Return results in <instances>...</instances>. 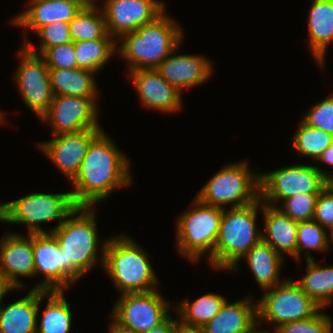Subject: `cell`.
I'll use <instances>...</instances> for the list:
<instances>
[{
    "instance_id": "6da1fadb",
    "label": "cell",
    "mask_w": 333,
    "mask_h": 333,
    "mask_svg": "<svg viewBox=\"0 0 333 333\" xmlns=\"http://www.w3.org/2000/svg\"><path fill=\"white\" fill-rule=\"evenodd\" d=\"M102 131L90 144L78 174L71 181L74 204L93 207L106 199L116 187L132 183L129 162Z\"/></svg>"
},
{
    "instance_id": "7a4b0ae2",
    "label": "cell",
    "mask_w": 333,
    "mask_h": 333,
    "mask_svg": "<svg viewBox=\"0 0 333 333\" xmlns=\"http://www.w3.org/2000/svg\"><path fill=\"white\" fill-rule=\"evenodd\" d=\"M77 215L72 218V216ZM71 217V218H70ZM94 210L89 206L76 207L62 224L50 230L65 256V289L76 282L97 261L98 233Z\"/></svg>"
},
{
    "instance_id": "3957f363",
    "label": "cell",
    "mask_w": 333,
    "mask_h": 333,
    "mask_svg": "<svg viewBox=\"0 0 333 333\" xmlns=\"http://www.w3.org/2000/svg\"><path fill=\"white\" fill-rule=\"evenodd\" d=\"M102 245L101 265L121 294L156 290L158 280L148 255L130 236L120 234Z\"/></svg>"
},
{
    "instance_id": "277c9868",
    "label": "cell",
    "mask_w": 333,
    "mask_h": 333,
    "mask_svg": "<svg viewBox=\"0 0 333 333\" xmlns=\"http://www.w3.org/2000/svg\"><path fill=\"white\" fill-rule=\"evenodd\" d=\"M182 33L181 27L162 12L153 21L122 35L124 41L118 52L128 60L130 71L157 68L179 48Z\"/></svg>"
},
{
    "instance_id": "5b68a950",
    "label": "cell",
    "mask_w": 333,
    "mask_h": 333,
    "mask_svg": "<svg viewBox=\"0 0 333 333\" xmlns=\"http://www.w3.org/2000/svg\"><path fill=\"white\" fill-rule=\"evenodd\" d=\"M259 198L246 206L223 209L214 250V268L237 272L238 261L262 239L256 230Z\"/></svg>"
},
{
    "instance_id": "8992f818",
    "label": "cell",
    "mask_w": 333,
    "mask_h": 333,
    "mask_svg": "<svg viewBox=\"0 0 333 333\" xmlns=\"http://www.w3.org/2000/svg\"><path fill=\"white\" fill-rule=\"evenodd\" d=\"M194 208L179 217L177 222V248L182 255L196 262L209 251V261L214 267V250L219 234L223 209L194 201Z\"/></svg>"
},
{
    "instance_id": "52a82bcc",
    "label": "cell",
    "mask_w": 333,
    "mask_h": 333,
    "mask_svg": "<svg viewBox=\"0 0 333 333\" xmlns=\"http://www.w3.org/2000/svg\"><path fill=\"white\" fill-rule=\"evenodd\" d=\"M71 192L59 194L32 193L21 199L0 203V221L7 223H23L28 225L29 234L46 233L39 223L64 219L76 208ZM63 219V220H61Z\"/></svg>"
},
{
    "instance_id": "ba28073f",
    "label": "cell",
    "mask_w": 333,
    "mask_h": 333,
    "mask_svg": "<svg viewBox=\"0 0 333 333\" xmlns=\"http://www.w3.org/2000/svg\"><path fill=\"white\" fill-rule=\"evenodd\" d=\"M250 171L247 162L225 166L202 187L196 198L221 209L228 203H233L234 208L256 202L260 198V174Z\"/></svg>"
},
{
    "instance_id": "9c48e42d",
    "label": "cell",
    "mask_w": 333,
    "mask_h": 333,
    "mask_svg": "<svg viewBox=\"0 0 333 333\" xmlns=\"http://www.w3.org/2000/svg\"><path fill=\"white\" fill-rule=\"evenodd\" d=\"M332 174L311 165H293L260 174V199L268 205L276 200H285L299 193L319 194Z\"/></svg>"
},
{
    "instance_id": "30bf717a",
    "label": "cell",
    "mask_w": 333,
    "mask_h": 333,
    "mask_svg": "<svg viewBox=\"0 0 333 333\" xmlns=\"http://www.w3.org/2000/svg\"><path fill=\"white\" fill-rule=\"evenodd\" d=\"M267 290L257 303L258 321L276 323L275 330L282 324L308 319L322 309L290 279Z\"/></svg>"
},
{
    "instance_id": "8fae6325",
    "label": "cell",
    "mask_w": 333,
    "mask_h": 333,
    "mask_svg": "<svg viewBox=\"0 0 333 333\" xmlns=\"http://www.w3.org/2000/svg\"><path fill=\"white\" fill-rule=\"evenodd\" d=\"M158 291L122 294L112 310L113 323L136 333L148 332L163 323L169 317V302Z\"/></svg>"
},
{
    "instance_id": "7c38bea8",
    "label": "cell",
    "mask_w": 333,
    "mask_h": 333,
    "mask_svg": "<svg viewBox=\"0 0 333 333\" xmlns=\"http://www.w3.org/2000/svg\"><path fill=\"white\" fill-rule=\"evenodd\" d=\"M23 47L18 52L22 61L13 80H16L27 107L41 119L48 112L53 98L49 68L28 40Z\"/></svg>"
},
{
    "instance_id": "4fadbf2b",
    "label": "cell",
    "mask_w": 333,
    "mask_h": 333,
    "mask_svg": "<svg viewBox=\"0 0 333 333\" xmlns=\"http://www.w3.org/2000/svg\"><path fill=\"white\" fill-rule=\"evenodd\" d=\"M92 97L53 95L48 112L41 118L49 123L53 135L101 129L97 123V105Z\"/></svg>"
},
{
    "instance_id": "5bb4252c",
    "label": "cell",
    "mask_w": 333,
    "mask_h": 333,
    "mask_svg": "<svg viewBox=\"0 0 333 333\" xmlns=\"http://www.w3.org/2000/svg\"><path fill=\"white\" fill-rule=\"evenodd\" d=\"M104 3L107 32L117 39L153 21L165 10L159 0H105Z\"/></svg>"
},
{
    "instance_id": "9a60e30c",
    "label": "cell",
    "mask_w": 333,
    "mask_h": 333,
    "mask_svg": "<svg viewBox=\"0 0 333 333\" xmlns=\"http://www.w3.org/2000/svg\"><path fill=\"white\" fill-rule=\"evenodd\" d=\"M102 131L87 129L77 133L55 135L56 138L39 143V148L60 168L68 180L72 181L79 172L91 142Z\"/></svg>"
},
{
    "instance_id": "2e32d148",
    "label": "cell",
    "mask_w": 333,
    "mask_h": 333,
    "mask_svg": "<svg viewBox=\"0 0 333 333\" xmlns=\"http://www.w3.org/2000/svg\"><path fill=\"white\" fill-rule=\"evenodd\" d=\"M35 275L43 274L45 279L34 286L44 291H64V251L52 233H32Z\"/></svg>"
},
{
    "instance_id": "e0dca14e",
    "label": "cell",
    "mask_w": 333,
    "mask_h": 333,
    "mask_svg": "<svg viewBox=\"0 0 333 333\" xmlns=\"http://www.w3.org/2000/svg\"><path fill=\"white\" fill-rule=\"evenodd\" d=\"M142 105L162 112H175L181 108V92L168 83L156 68L130 72Z\"/></svg>"
},
{
    "instance_id": "ac0fdd59",
    "label": "cell",
    "mask_w": 333,
    "mask_h": 333,
    "mask_svg": "<svg viewBox=\"0 0 333 333\" xmlns=\"http://www.w3.org/2000/svg\"><path fill=\"white\" fill-rule=\"evenodd\" d=\"M27 238L14 233L0 241V275L14 289L23 286L18 276H35L32 233Z\"/></svg>"
},
{
    "instance_id": "d6986e66",
    "label": "cell",
    "mask_w": 333,
    "mask_h": 333,
    "mask_svg": "<svg viewBox=\"0 0 333 333\" xmlns=\"http://www.w3.org/2000/svg\"><path fill=\"white\" fill-rule=\"evenodd\" d=\"M171 52L156 68L161 76L179 92L182 88L198 86L211 75L212 65L202 56L173 54ZM173 55V56H172Z\"/></svg>"
},
{
    "instance_id": "ffe728a7",
    "label": "cell",
    "mask_w": 333,
    "mask_h": 333,
    "mask_svg": "<svg viewBox=\"0 0 333 333\" xmlns=\"http://www.w3.org/2000/svg\"><path fill=\"white\" fill-rule=\"evenodd\" d=\"M47 294L32 288L24 298L0 307V333H36L39 306Z\"/></svg>"
},
{
    "instance_id": "44dd1931",
    "label": "cell",
    "mask_w": 333,
    "mask_h": 333,
    "mask_svg": "<svg viewBox=\"0 0 333 333\" xmlns=\"http://www.w3.org/2000/svg\"><path fill=\"white\" fill-rule=\"evenodd\" d=\"M30 8L11 22L35 33L43 26L54 22L69 23L81 10L74 2L68 0H30Z\"/></svg>"
},
{
    "instance_id": "7402d4cb",
    "label": "cell",
    "mask_w": 333,
    "mask_h": 333,
    "mask_svg": "<svg viewBox=\"0 0 333 333\" xmlns=\"http://www.w3.org/2000/svg\"><path fill=\"white\" fill-rule=\"evenodd\" d=\"M265 234L262 240L268 243L278 254L284 253L296 259L297 227L298 222L293 221L284 214L280 207L262 202Z\"/></svg>"
},
{
    "instance_id": "603a6c76",
    "label": "cell",
    "mask_w": 333,
    "mask_h": 333,
    "mask_svg": "<svg viewBox=\"0 0 333 333\" xmlns=\"http://www.w3.org/2000/svg\"><path fill=\"white\" fill-rule=\"evenodd\" d=\"M246 298L235 303L227 301L220 311L201 327L203 333H244L258 322L257 304Z\"/></svg>"
},
{
    "instance_id": "cb8c5ba5",
    "label": "cell",
    "mask_w": 333,
    "mask_h": 333,
    "mask_svg": "<svg viewBox=\"0 0 333 333\" xmlns=\"http://www.w3.org/2000/svg\"><path fill=\"white\" fill-rule=\"evenodd\" d=\"M308 20L309 46L323 67L327 46L333 40V0H313Z\"/></svg>"
},
{
    "instance_id": "d4e9b609",
    "label": "cell",
    "mask_w": 333,
    "mask_h": 333,
    "mask_svg": "<svg viewBox=\"0 0 333 333\" xmlns=\"http://www.w3.org/2000/svg\"><path fill=\"white\" fill-rule=\"evenodd\" d=\"M241 258L247 260L258 285L264 290L281 284L279 271L284 257L262 239Z\"/></svg>"
},
{
    "instance_id": "484cf974",
    "label": "cell",
    "mask_w": 333,
    "mask_h": 333,
    "mask_svg": "<svg viewBox=\"0 0 333 333\" xmlns=\"http://www.w3.org/2000/svg\"><path fill=\"white\" fill-rule=\"evenodd\" d=\"M95 73L86 69L49 68L53 95H72L79 97H97Z\"/></svg>"
},
{
    "instance_id": "4316f807",
    "label": "cell",
    "mask_w": 333,
    "mask_h": 333,
    "mask_svg": "<svg viewBox=\"0 0 333 333\" xmlns=\"http://www.w3.org/2000/svg\"><path fill=\"white\" fill-rule=\"evenodd\" d=\"M314 259L306 261L307 274L297 283L323 309L330 304L333 297V266L322 268Z\"/></svg>"
},
{
    "instance_id": "83f0119b",
    "label": "cell",
    "mask_w": 333,
    "mask_h": 333,
    "mask_svg": "<svg viewBox=\"0 0 333 333\" xmlns=\"http://www.w3.org/2000/svg\"><path fill=\"white\" fill-rule=\"evenodd\" d=\"M227 300L218 294H206L192 303L184 300L175 310L180 316V323L185 326L201 328L209 322Z\"/></svg>"
},
{
    "instance_id": "f1b7e54d",
    "label": "cell",
    "mask_w": 333,
    "mask_h": 333,
    "mask_svg": "<svg viewBox=\"0 0 333 333\" xmlns=\"http://www.w3.org/2000/svg\"><path fill=\"white\" fill-rule=\"evenodd\" d=\"M114 39H97L74 42L77 66L92 72H98L100 67L105 66L110 57L117 52Z\"/></svg>"
},
{
    "instance_id": "f546056e",
    "label": "cell",
    "mask_w": 333,
    "mask_h": 333,
    "mask_svg": "<svg viewBox=\"0 0 333 333\" xmlns=\"http://www.w3.org/2000/svg\"><path fill=\"white\" fill-rule=\"evenodd\" d=\"M63 292L48 291L50 296L36 333H69L72 315Z\"/></svg>"
},
{
    "instance_id": "4dcf8cb0",
    "label": "cell",
    "mask_w": 333,
    "mask_h": 333,
    "mask_svg": "<svg viewBox=\"0 0 333 333\" xmlns=\"http://www.w3.org/2000/svg\"><path fill=\"white\" fill-rule=\"evenodd\" d=\"M99 8L81 9L69 22V31L72 42L110 39L112 38L106 29L103 10Z\"/></svg>"
},
{
    "instance_id": "1f68e13d",
    "label": "cell",
    "mask_w": 333,
    "mask_h": 333,
    "mask_svg": "<svg viewBox=\"0 0 333 333\" xmlns=\"http://www.w3.org/2000/svg\"><path fill=\"white\" fill-rule=\"evenodd\" d=\"M293 138V148L297 152L316 160L322 152L333 144V135L321 129L308 126L303 121H301Z\"/></svg>"
},
{
    "instance_id": "d6a6232c",
    "label": "cell",
    "mask_w": 333,
    "mask_h": 333,
    "mask_svg": "<svg viewBox=\"0 0 333 333\" xmlns=\"http://www.w3.org/2000/svg\"><path fill=\"white\" fill-rule=\"evenodd\" d=\"M326 229L314 220L298 222L296 259L301 257V250L307 249L305 254L306 260H311L309 249L325 251L329 248L330 240L328 239Z\"/></svg>"
},
{
    "instance_id": "836d02e7",
    "label": "cell",
    "mask_w": 333,
    "mask_h": 333,
    "mask_svg": "<svg viewBox=\"0 0 333 333\" xmlns=\"http://www.w3.org/2000/svg\"><path fill=\"white\" fill-rule=\"evenodd\" d=\"M317 197L318 194L299 193L283 200L284 210H280L296 222L313 220Z\"/></svg>"
},
{
    "instance_id": "e575fe53",
    "label": "cell",
    "mask_w": 333,
    "mask_h": 333,
    "mask_svg": "<svg viewBox=\"0 0 333 333\" xmlns=\"http://www.w3.org/2000/svg\"><path fill=\"white\" fill-rule=\"evenodd\" d=\"M331 318L318 311L314 316L282 324L274 333H332Z\"/></svg>"
},
{
    "instance_id": "d590c367",
    "label": "cell",
    "mask_w": 333,
    "mask_h": 333,
    "mask_svg": "<svg viewBox=\"0 0 333 333\" xmlns=\"http://www.w3.org/2000/svg\"><path fill=\"white\" fill-rule=\"evenodd\" d=\"M302 121L308 126L318 128L333 135V96L327 97L312 106Z\"/></svg>"
},
{
    "instance_id": "8d00e7d4",
    "label": "cell",
    "mask_w": 333,
    "mask_h": 333,
    "mask_svg": "<svg viewBox=\"0 0 333 333\" xmlns=\"http://www.w3.org/2000/svg\"><path fill=\"white\" fill-rule=\"evenodd\" d=\"M40 56L44 58L48 68H78L75 57L74 42L47 48Z\"/></svg>"
},
{
    "instance_id": "74e56055",
    "label": "cell",
    "mask_w": 333,
    "mask_h": 333,
    "mask_svg": "<svg viewBox=\"0 0 333 333\" xmlns=\"http://www.w3.org/2000/svg\"><path fill=\"white\" fill-rule=\"evenodd\" d=\"M36 34L42 38L40 44V54H42L47 48L54 47L61 44H68L71 41L69 23L54 22L41 27Z\"/></svg>"
},
{
    "instance_id": "f35d334b",
    "label": "cell",
    "mask_w": 333,
    "mask_h": 333,
    "mask_svg": "<svg viewBox=\"0 0 333 333\" xmlns=\"http://www.w3.org/2000/svg\"><path fill=\"white\" fill-rule=\"evenodd\" d=\"M313 220L324 228L333 225V183H328L318 194Z\"/></svg>"
},
{
    "instance_id": "ab89813d",
    "label": "cell",
    "mask_w": 333,
    "mask_h": 333,
    "mask_svg": "<svg viewBox=\"0 0 333 333\" xmlns=\"http://www.w3.org/2000/svg\"><path fill=\"white\" fill-rule=\"evenodd\" d=\"M175 332H176V320H174L169 316L163 323L145 333H175Z\"/></svg>"
},
{
    "instance_id": "60d3db41",
    "label": "cell",
    "mask_w": 333,
    "mask_h": 333,
    "mask_svg": "<svg viewBox=\"0 0 333 333\" xmlns=\"http://www.w3.org/2000/svg\"><path fill=\"white\" fill-rule=\"evenodd\" d=\"M317 160L333 166V144L330 147H328L324 152H322V154ZM332 183H333V175H332Z\"/></svg>"
},
{
    "instance_id": "b9f144b4",
    "label": "cell",
    "mask_w": 333,
    "mask_h": 333,
    "mask_svg": "<svg viewBox=\"0 0 333 333\" xmlns=\"http://www.w3.org/2000/svg\"><path fill=\"white\" fill-rule=\"evenodd\" d=\"M175 333H203V332L201 328L185 326L180 322L176 321Z\"/></svg>"
},
{
    "instance_id": "7bdbcfd3",
    "label": "cell",
    "mask_w": 333,
    "mask_h": 333,
    "mask_svg": "<svg viewBox=\"0 0 333 333\" xmlns=\"http://www.w3.org/2000/svg\"><path fill=\"white\" fill-rule=\"evenodd\" d=\"M77 4L81 9H95L100 8L96 7L95 0H68Z\"/></svg>"
},
{
    "instance_id": "ee69618b",
    "label": "cell",
    "mask_w": 333,
    "mask_h": 333,
    "mask_svg": "<svg viewBox=\"0 0 333 333\" xmlns=\"http://www.w3.org/2000/svg\"><path fill=\"white\" fill-rule=\"evenodd\" d=\"M13 289L14 288L0 275V307L3 296H5L9 290Z\"/></svg>"
},
{
    "instance_id": "f6af8a7d",
    "label": "cell",
    "mask_w": 333,
    "mask_h": 333,
    "mask_svg": "<svg viewBox=\"0 0 333 333\" xmlns=\"http://www.w3.org/2000/svg\"><path fill=\"white\" fill-rule=\"evenodd\" d=\"M110 333H136V332H131V331L122 329L112 322V324L110 325Z\"/></svg>"
},
{
    "instance_id": "bcb514c9",
    "label": "cell",
    "mask_w": 333,
    "mask_h": 333,
    "mask_svg": "<svg viewBox=\"0 0 333 333\" xmlns=\"http://www.w3.org/2000/svg\"><path fill=\"white\" fill-rule=\"evenodd\" d=\"M257 323H255L249 330H247L246 332H244V333H270L269 332V330L267 331H265V330H263V331H261V330H256L257 328Z\"/></svg>"
},
{
    "instance_id": "7dc6e473",
    "label": "cell",
    "mask_w": 333,
    "mask_h": 333,
    "mask_svg": "<svg viewBox=\"0 0 333 333\" xmlns=\"http://www.w3.org/2000/svg\"><path fill=\"white\" fill-rule=\"evenodd\" d=\"M329 232H330V239L333 242V225L329 228Z\"/></svg>"
},
{
    "instance_id": "c3c4849f",
    "label": "cell",
    "mask_w": 333,
    "mask_h": 333,
    "mask_svg": "<svg viewBox=\"0 0 333 333\" xmlns=\"http://www.w3.org/2000/svg\"><path fill=\"white\" fill-rule=\"evenodd\" d=\"M4 120H3V115H2V112H0V122L2 123Z\"/></svg>"
}]
</instances>
